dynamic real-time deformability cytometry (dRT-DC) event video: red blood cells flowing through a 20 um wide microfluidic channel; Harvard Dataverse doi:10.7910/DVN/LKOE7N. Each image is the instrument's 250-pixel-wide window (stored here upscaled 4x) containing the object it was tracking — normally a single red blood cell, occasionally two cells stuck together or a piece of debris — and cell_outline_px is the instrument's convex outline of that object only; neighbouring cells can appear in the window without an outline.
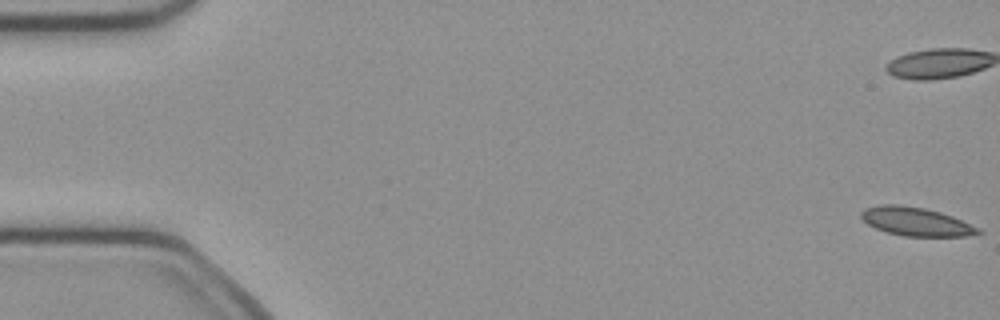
{"species": "common noctule bat (a hibernating species)", "species_latin": "Nyctalus noctula", "temperature_condition": "cold", "stored_images_in_passage": 51, "camera_frame_rate_fps": 3000, "um_per_image_px": 0.085, "animal": {"sex": "female", "body_mass_g": 21.9}, "frame": {"image": 1, "passage_image": 1, "time_ms": 0.0, "image_size_px": [1000, 320], "cell_outline_px": [[984, 232], [968, 236], [904, 236], [888, 232], [876, 228], [868, 224], [860, 216], [860, 212], [864, 208], [880, 204], [896, 204], [924, 208], [940, 212], [952, 216], [980, 228]], "centroid_in_image_um": [77.86, 18.83], "position_along_channel_um": 7.1, "area_um2": 19.42}}